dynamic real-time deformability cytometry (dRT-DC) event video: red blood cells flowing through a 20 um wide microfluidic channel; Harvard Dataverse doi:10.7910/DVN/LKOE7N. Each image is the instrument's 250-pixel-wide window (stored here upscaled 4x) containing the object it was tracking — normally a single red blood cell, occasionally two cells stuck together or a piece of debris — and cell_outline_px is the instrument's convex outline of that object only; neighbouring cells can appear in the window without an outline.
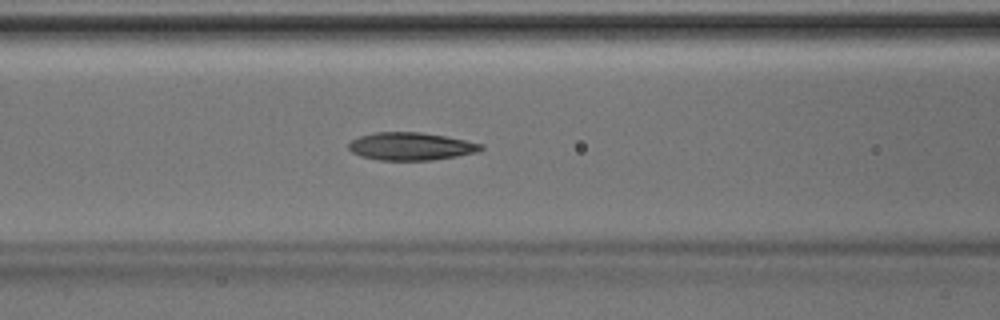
{"species": "Egyptian fruit bat (a non-hibernating species)", "species_latin": "Rousettus aegyptiacus", "temperature_condition": "room temperature", "stored_images_in_passage": 47, "segment_of_instrument_passage": [1, 2], "camera_frame_rate_fps": 3000, "um_per_image_px": 0.085, "animal": {"sex": "male"}, "frame": {"image": 1, "passage_image": 19, "time_ms": 6.0, "image_size_px": [1000, 320], "cell_outline_px": [[484, 148], [476, 152], [456, 156], [432, 160], [380, 160], [360, 156], [352, 152], [348, 148], [348, 144], [352, 140], [360, 136], [376, 132], [420, 132], [444, 136], [484, 144]], "centroid_in_image_um": [34.91, 12.44], "position_along_channel_um": 131.7, "area_um2": 21.27}}
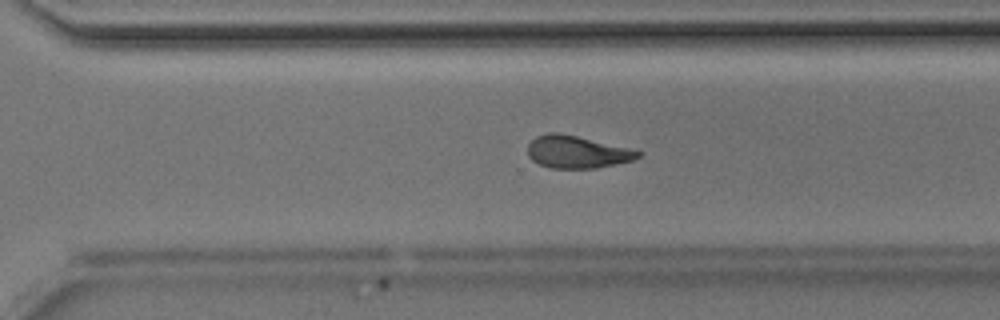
{"frame": {"image": 2, "passage_image": 32, "time_ms": 10.333, "image_size_px": [1000, 320], "cell_outline_px": [[640, 156], [632, 160], [616, 164], [596, 168], [548, 168], [532, 160], [528, 156], [528, 144], [536, 136], [548, 132], [560, 132], [628, 148], [640, 152]], "centroid_in_image_um": [48.99, 12.91], "position_along_channel_um": 321.6, "area_um2": 20.69}}
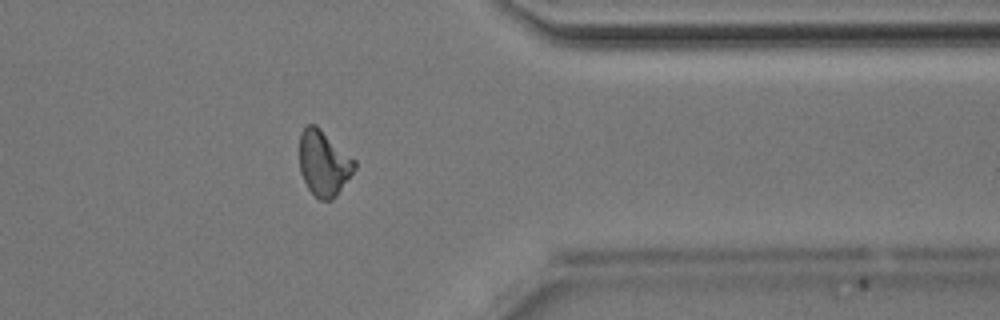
{"frame": {"image": 3, "passage_image": 37, "time_ms": 12.0, "image_size_px": [1000, 320], "cell_outline_px": [[356, 168], [336, 196], [332, 200], [320, 200], [308, 188], [300, 172], [300, 132], [308, 124], [316, 124], [356, 160]], "centroid_in_image_um": [27.52, 13.86], "position_along_channel_um": 383.9, "area_um2": 20.98}}